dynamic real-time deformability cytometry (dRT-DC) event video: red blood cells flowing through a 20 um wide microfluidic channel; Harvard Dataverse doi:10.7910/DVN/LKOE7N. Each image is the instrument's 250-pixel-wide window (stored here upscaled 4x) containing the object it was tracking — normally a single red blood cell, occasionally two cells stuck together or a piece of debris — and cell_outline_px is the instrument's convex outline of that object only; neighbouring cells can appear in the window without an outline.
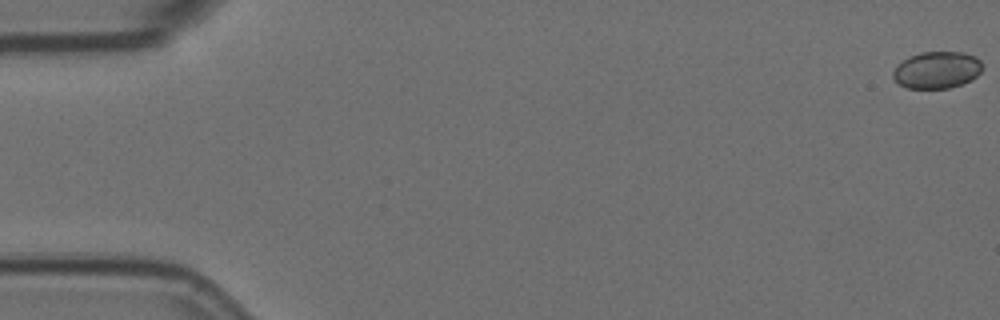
{"species": "Egyptian fruit bat (a non-hibernating species)", "species_latin": "Rousettus aegyptiacus", "temperature_condition": "room temperature", "stored_images_in_passage": 6, "camera_frame_rate_fps": 3000, "um_per_image_px": 0.085, "animal": {"sex": "female"}, "frame": {"image": 1, "passage_image": 1, "time_ms": 0.0, "image_size_px": [1000, 320], "cell_outline_px": [[980, 72], [972, 80], [964, 84], [948, 88], [908, 88], [900, 84], [892, 76], [892, 72], [896, 64], [908, 56], [920, 52], [964, 52], [976, 56], [980, 60]], "centroid_in_image_um": [79.61, 5.94], "position_along_channel_um": 5.4, "area_um2": 19.36}}
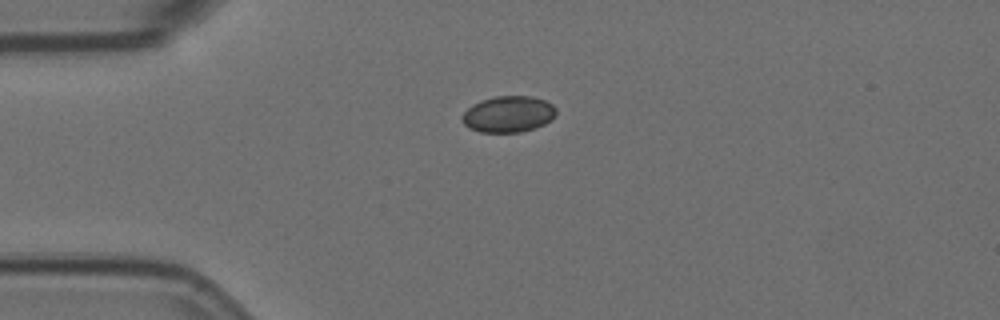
{"frame": {"image": 2, "passage_image": 5, "time_ms": 1.333, "image_size_px": [1000, 320], "cell_outline_px": [[556, 112], [552, 120], [536, 128], [520, 132], [480, 132], [468, 128], [464, 124], [460, 116], [472, 104], [480, 100], [496, 96], [532, 96], [544, 100], [552, 104], [556, 108]], "centroid_in_image_um": [43.2, 9.7], "position_along_channel_um": 41.8, "area_um2": 20.06}}